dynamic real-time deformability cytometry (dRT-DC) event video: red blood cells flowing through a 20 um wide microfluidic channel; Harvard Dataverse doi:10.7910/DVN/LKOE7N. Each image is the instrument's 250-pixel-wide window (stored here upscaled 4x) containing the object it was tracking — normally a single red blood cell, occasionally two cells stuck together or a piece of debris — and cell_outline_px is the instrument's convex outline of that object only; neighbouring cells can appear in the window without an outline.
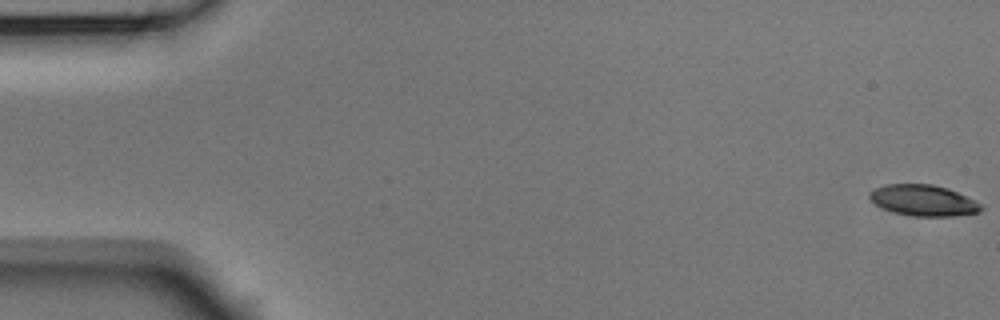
{"species": "Egyptian fruit bat (a non-hibernating species)", "species_latin": "Rousettus aegyptiacus", "temperature_condition": "room temperature", "stored_images_in_passage": 54, "camera_frame_rate_fps": 3000, "um_per_image_px": 0.085, "animal": {"sex": "male"}, "frame": {"image": 1, "passage_image": 1, "time_ms": 0.0, "image_size_px": [1000, 320], "cell_outline_px": [[984, 208], [980, 212], [956, 216], [916, 216], [892, 212], [876, 204], [868, 196], [868, 192], [872, 188], [884, 184], [932, 184], [948, 188], [980, 204]], "centroid_in_image_um": [78.44, 17.03], "position_along_channel_um": 6.6, "area_um2": 20.11}}
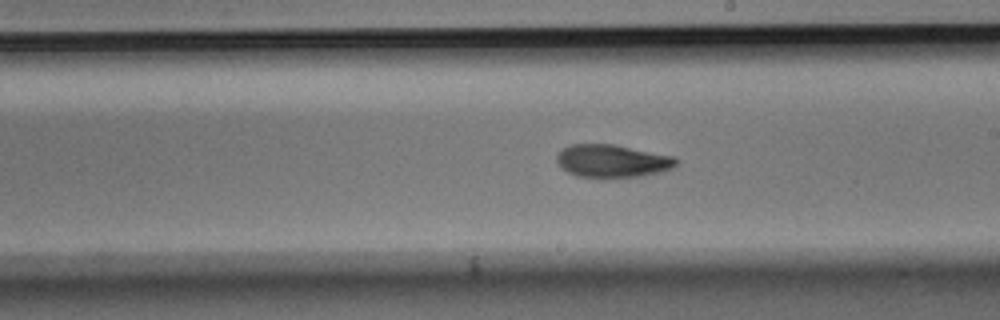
{"frame": {"image": 2, "passage_image": 31, "time_ms": 10.0, "image_size_px": [1000, 320], "cell_outline_px": [[676, 164], [672, 168], [660, 172], [640, 176], [600, 180], [576, 176], [568, 172], [556, 160], [556, 156], [560, 148], [568, 144], [612, 144], [672, 156], [676, 160]], "centroid_in_image_um": [51.96, 13.71], "position_along_channel_um": 237.0, "area_um2": 23.24}}
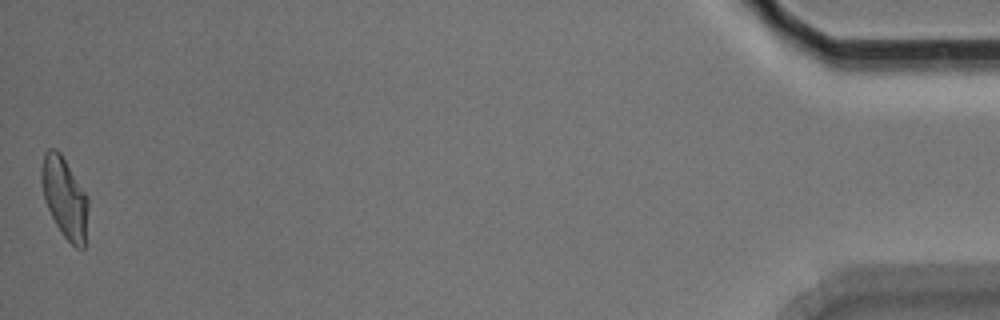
{"frame": {"image": 3, "passage_image": 54, "time_ms": 17.667, "image_size_px": [1000, 320], "cell_outline_px": [[88, 208], [84, 248], [76, 248], [60, 232], [44, 200], [40, 180], [40, 172], [44, 152], [48, 148], [56, 148], [60, 152], [88, 196]], "centroid_in_image_um": [5.48, 16.76], "position_along_channel_um": 429.7, "area_um2": 22.02}, "authors_computed_cell_mechanics": {"area_um2": 22.0218, "velocity_mm_per_s": 3.7498, "shape_relaxation_time_tau1_ms": 5.508, "shape_relaxation_time_tau2_ms": 5.0409, "deformation_change_tau1": 0.1795, "deformation_change_tau2": 0.1206}}